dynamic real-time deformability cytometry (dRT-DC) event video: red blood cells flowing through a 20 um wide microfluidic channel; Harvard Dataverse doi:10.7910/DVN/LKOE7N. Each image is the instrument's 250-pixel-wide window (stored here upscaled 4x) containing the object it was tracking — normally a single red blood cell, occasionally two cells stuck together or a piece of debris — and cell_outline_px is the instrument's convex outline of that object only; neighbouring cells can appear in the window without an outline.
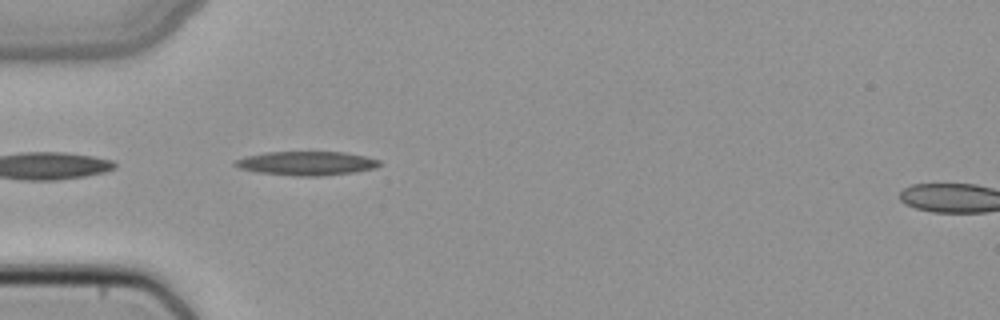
{"species": "common noctule bat (a hibernating species)", "species_latin": "Nyctalus noctula", "temperature_condition": "cold", "stored_images_in_passage": 5, "camera_frame_rate_fps": 3000, "um_per_image_px": 0.085, "animal": {"sex": "female", "body_mass_g": 22.7, "forearm_length_mm": 54.2}, "frame": {"image": 1, "passage_image": 2, "time_ms": 0.333, "image_size_px": [1000, 320], "cell_outline_px": [[384, 164], [376, 168], [356, 172], [320, 176], [292, 176], [256, 172], [240, 168], [232, 164], [232, 160], [264, 152], [344, 152], [364, 156], [380, 160]], "centroid_in_image_um": [26.07, 13.89], "position_along_channel_um": 58.9, "area_um2": 20.4}}